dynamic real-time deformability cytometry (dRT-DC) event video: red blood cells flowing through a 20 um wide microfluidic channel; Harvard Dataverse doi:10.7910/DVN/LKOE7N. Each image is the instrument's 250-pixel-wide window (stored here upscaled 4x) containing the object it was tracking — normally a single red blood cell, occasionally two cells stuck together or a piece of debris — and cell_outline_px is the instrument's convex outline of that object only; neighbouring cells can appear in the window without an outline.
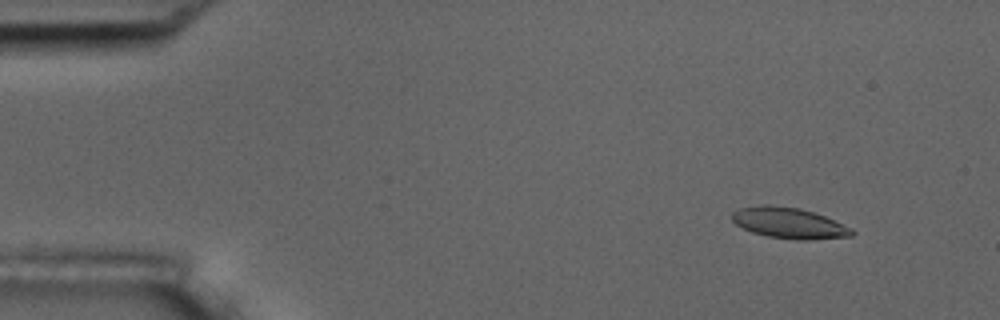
{"species": "common noctule bat (a hibernating species)", "species_latin": "Nyctalus noctula", "temperature_condition": "room temperature", "stored_images_in_passage": 6, "camera_frame_rate_fps": 3000, "um_per_image_px": 0.085, "animal": {"sex": "male", "body_mass_g": 17.5, "forearm_length_mm": 52.3}, "frame": {"image": 1, "passage_image": 2, "time_ms": 0.333, "image_size_px": [1000, 320], "cell_outline_px": [[856, 232], [852, 236], [808, 240], [796, 240], [768, 236], [752, 232], [736, 224], [732, 220], [732, 212], [740, 208], [764, 204], [768, 204], [800, 208], [824, 216], [852, 228]], "centroid_in_image_um": [67.07, 18.96], "position_along_channel_um": 17.9, "area_um2": 21.5}}
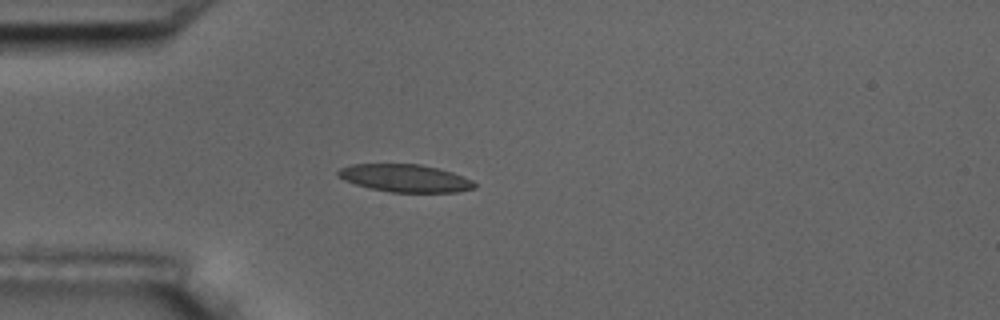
{"frame": {"image": 2, "passage_image": 5, "time_ms": 1.333, "image_size_px": [1000, 320], "cell_outline_px": [[476, 188], [456, 192], [388, 192], [368, 188], [344, 180], [336, 176], [336, 172], [340, 168], [352, 164], [420, 164], [440, 168], [452, 172], [472, 180], [476, 184]], "centroid_in_image_um": [34.42, 15.14], "position_along_channel_um": 50.6, "area_um2": 22.14}}